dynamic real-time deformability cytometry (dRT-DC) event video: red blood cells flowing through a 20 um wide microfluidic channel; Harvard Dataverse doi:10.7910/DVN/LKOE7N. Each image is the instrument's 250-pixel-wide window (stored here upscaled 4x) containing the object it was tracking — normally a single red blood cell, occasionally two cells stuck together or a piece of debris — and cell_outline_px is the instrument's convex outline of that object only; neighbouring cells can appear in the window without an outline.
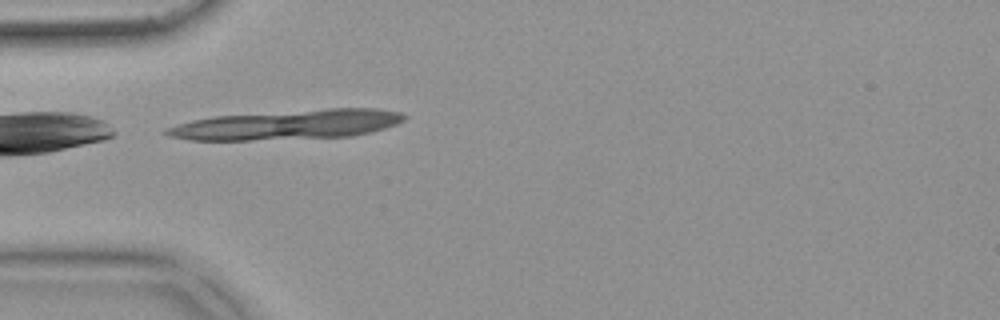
{"species": "common noctule bat (a hibernating species)", "species_latin": "Nyctalus noctula", "temperature_condition": "warm", "stored_images_in_passage": 10, "camera_frame_rate_fps": 3000, "um_per_image_px": 0.085, "animal": {"sex": "female", "body_mass_g": 18.4}, "frame": {"image": 1, "passage_image": 1, "time_ms": 0.0, "image_size_px": [1000, 320], "cell_outline_px": [[408, 116], [404, 120], [396, 124], [372, 132], [352, 136], [248, 140], [192, 140], [168, 136], [164, 132], [164, 128], [192, 120], [212, 116], [328, 108], [376, 108], [400, 112]], "centroid_in_image_um": [24.43, 10.59], "position_along_channel_um": 60.6, "area_um2": 41.04}}